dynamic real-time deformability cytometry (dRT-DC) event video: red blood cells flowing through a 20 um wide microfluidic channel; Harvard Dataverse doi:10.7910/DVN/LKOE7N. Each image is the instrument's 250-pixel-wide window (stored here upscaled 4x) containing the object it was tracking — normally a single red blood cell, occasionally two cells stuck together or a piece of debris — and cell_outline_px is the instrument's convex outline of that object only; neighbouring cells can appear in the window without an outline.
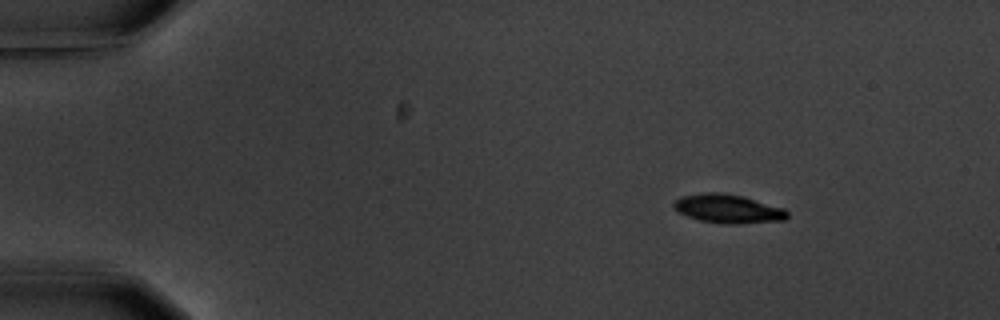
{"species": "common noctule bat (a hibernating species)", "species_latin": "Nyctalus noctula", "temperature_condition": "warm", "stored_images_in_passage": 3, "camera_frame_rate_fps": 3000, "um_per_image_px": 0.085, "animal": {"sex": "male", "body_mass_g": 20.1, "forearm_length_mm": 53.5}, "frame": {"image": 1, "passage_image": 1, "time_ms": 0.0, "image_size_px": [1000, 320], "cell_outline_px": [[788, 216], [784, 220], [728, 224], [724, 224], [700, 220], [688, 216], [672, 208], [672, 204], [680, 196], [704, 192], [724, 192], [744, 196], [784, 208], [788, 212]], "centroid_in_image_um": [61.86, 17.72], "position_along_channel_um": 23.1, "area_um2": 19.07}}